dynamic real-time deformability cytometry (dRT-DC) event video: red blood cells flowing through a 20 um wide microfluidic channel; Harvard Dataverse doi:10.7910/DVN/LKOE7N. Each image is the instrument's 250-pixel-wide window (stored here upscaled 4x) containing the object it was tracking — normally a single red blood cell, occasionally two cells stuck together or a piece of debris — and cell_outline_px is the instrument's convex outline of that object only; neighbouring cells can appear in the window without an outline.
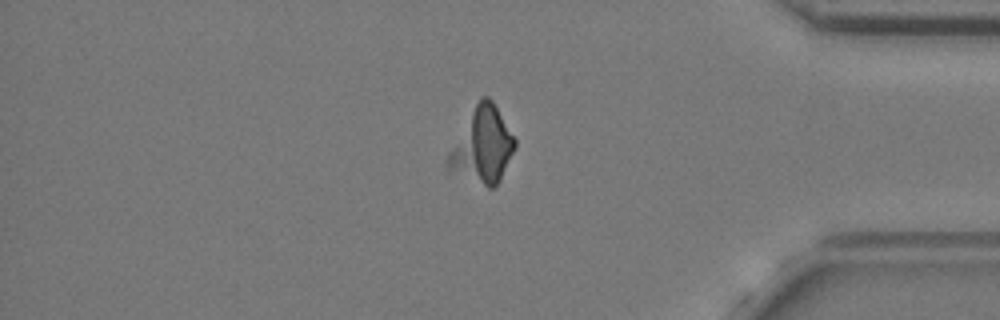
{"species": "common noctule bat (a hibernating species)", "species_latin": "Nyctalus noctula", "temperature_condition": "cold", "stored_images_in_passage": 39, "camera_frame_rate_fps": 3000, "um_per_image_px": 0.085, "animal": {"sex": "female", "body_mass_g": 24.6, "forearm_length_mm": 56.2}, "frame": {"image": 1, "passage_image": 30, "time_ms": 9.667, "image_size_px": [1000, 320], "cell_outline_px": [[516, 148], [496, 188], [488, 188], [448, 172], [448, 156], [480, 96], [488, 96], [492, 100], [516, 140]], "centroid_in_image_um": [41.04, 12.44], "position_along_channel_um": 394.2, "area_um2": 28.84}}
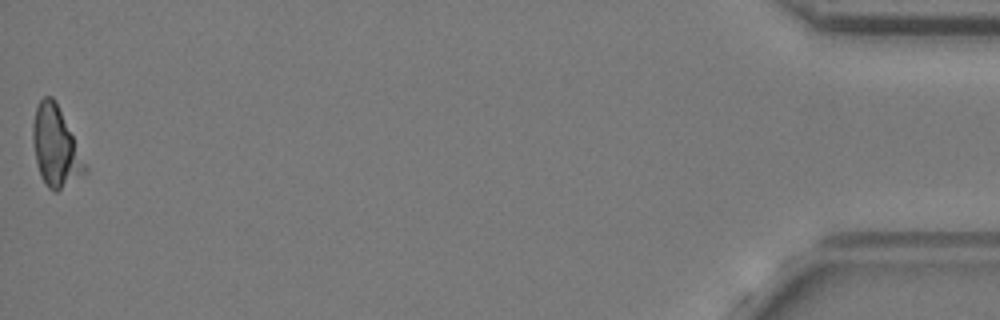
{"frame": {"image": 2, "passage_image": 39, "time_ms": 12.667, "image_size_px": [1000, 320], "cell_outline_px": [[88, 168], [84, 172], [56, 192], [52, 192], [48, 188], [40, 176], [36, 164], [32, 140], [32, 124], [36, 108], [40, 100], [44, 96], [52, 96], [56, 100]], "centroid_in_image_um": [4.69, 12.45], "position_along_channel_um": 430.5, "area_um2": 24.04}}